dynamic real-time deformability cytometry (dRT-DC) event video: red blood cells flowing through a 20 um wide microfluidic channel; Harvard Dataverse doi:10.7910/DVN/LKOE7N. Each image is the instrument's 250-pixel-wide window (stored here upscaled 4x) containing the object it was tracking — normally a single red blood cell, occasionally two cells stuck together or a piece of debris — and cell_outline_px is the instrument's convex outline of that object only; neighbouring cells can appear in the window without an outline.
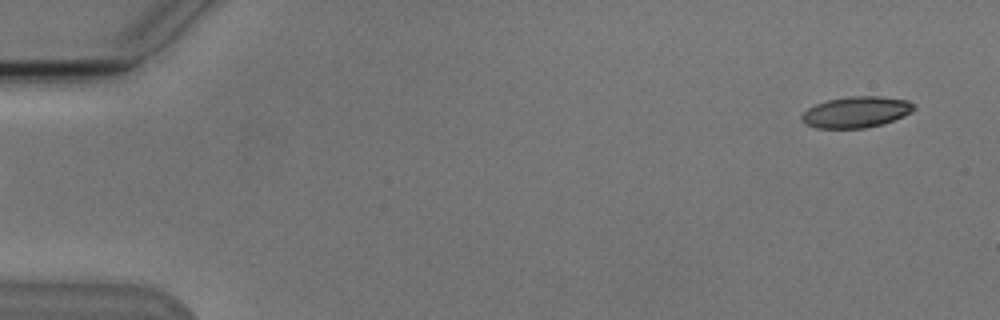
{"species": "Egyptian fruit bat (a non-hibernating species)", "species_latin": "Rousettus aegyptiacus", "temperature_condition": "cold", "stored_images_in_passage": 3, "camera_frame_rate_fps": 3000, "um_per_image_px": 0.085, "animal": {"sex": "male"}, "frame": {"image": 1, "passage_image": 3, "time_ms": 2.333, "image_size_px": [1000, 320], "cell_outline_px": [[916, 108], [912, 112], [904, 116], [880, 124], [864, 128], [816, 128], [804, 124], [800, 120], [800, 116], [808, 108], [816, 104], [828, 100], [848, 96], [880, 96], [908, 100], [916, 104]], "centroid_in_image_um": [72.77, 9.52], "position_along_channel_um": 12.2, "area_um2": 20.46}}